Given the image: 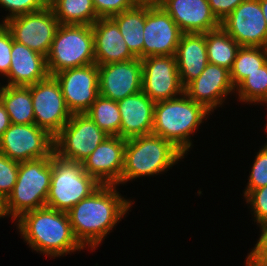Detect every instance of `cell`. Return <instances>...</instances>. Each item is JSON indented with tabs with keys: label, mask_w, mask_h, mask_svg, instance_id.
<instances>
[{
	"label": "cell",
	"mask_w": 267,
	"mask_h": 266,
	"mask_svg": "<svg viewBox=\"0 0 267 266\" xmlns=\"http://www.w3.org/2000/svg\"><path fill=\"white\" fill-rule=\"evenodd\" d=\"M126 139L109 136L82 162L85 172L101 185H119Z\"/></svg>",
	"instance_id": "17"
},
{
	"label": "cell",
	"mask_w": 267,
	"mask_h": 266,
	"mask_svg": "<svg viewBox=\"0 0 267 266\" xmlns=\"http://www.w3.org/2000/svg\"><path fill=\"white\" fill-rule=\"evenodd\" d=\"M99 18H111L135 7L131 0H93Z\"/></svg>",
	"instance_id": "35"
},
{
	"label": "cell",
	"mask_w": 267,
	"mask_h": 266,
	"mask_svg": "<svg viewBox=\"0 0 267 266\" xmlns=\"http://www.w3.org/2000/svg\"><path fill=\"white\" fill-rule=\"evenodd\" d=\"M50 76L95 63L94 35L90 25L60 24L46 57Z\"/></svg>",
	"instance_id": "7"
},
{
	"label": "cell",
	"mask_w": 267,
	"mask_h": 266,
	"mask_svg": "<svg viewBox=\"0 0 267 266\" xmlns=\"http://www.w3.org/2000/svg\"><path fill=\"white\" fill-rule=\"evenodd\" d=\"M212 13L221 23L239 4L245 0H207Z\"/></svg>",
	"instance_id": "38"
},
{
	"label": "cell",
	"mask_w": 267,
	"mask_h": 266,
	"mask_svg": "<svg viewBox=\"0 0 267 266\" xmlns=\"http://www.w3.org/2000/svg\"><path fill=\"white\" fill-rule=\"evenodd\" d=\"M1 97H2V87H0V104H1Z\"/></svg>",
	"instance_id": "42"
},
{
	"label": "cell",
	"mask_w": 267,
	"mask_h": 266,
	"mask_svg": "<svg viewBox=\"0 0 267 266\" xmlns=\"http://www.w3.org/2000/svg\"><path fill=\"white\" fill-rule=\"evenodd\" d=\"M184 156L161 136L148 134L126 139L120 183L164 172Z\"/></svg>",
	"instance_id": "5"
},
{
	"label": "cell",
	"mask_w": 267,
	"mask_h": 266,
	"mask_svg": "<svg viewBox=\"0 0 267 266\" xmlns=\"http://www.w3.org/2000/svg\"><path fill=\"white\" fill-rule=\"evenodd\" d=\"M259 2L267 25V0H259Z\"/></svg>",
	"instance_id": "41"
},
{
	"label": "cell",
	"mask_w": 267,
	"mask_h": 266,
	"mask_svg": "<svg viewBox=\"0 0 267 266\" xmlns=\"http://www.w3.org/2000/svg\"><path fill=\"white\" fill-rule=\"evenodd\" d=\"M17 220L28 245L47 256L59 257L84 248L73 233L67 212L45 206L24 213Z\"/></svg>",
	"instance_id": "2"
},
{
	"label": "cell",
	"mask_w": 267,
	"mask_h": 266,
	"mask_svg": "<svg viewBox=\"0 0 267 266\" xmlns=\"http://www.w3.org/2000/svg\"><path fill=\"white\" fill-rule=\"evenodd\" d=\"M49 6L63 25L92 26L99 19L93 0H50Z\"/></svg>",
	"instance_id": "26"
},
{
	"label": "cell",
	"mask_w": 267,
	"mask_h": 266,
	"mask_svg": "<svg viewBox=\"0 0 267 266\" xmlns=\"http://www.w3.org/2000/svg\"><path fill=\"white\" fill-rule=\"evenodd\" d=\"M51 176V157L20 162L13 190L0 204V218L11 215L17 220L26 212L45 207Z\"/></svg>",
	"instance_id": "3"
},
{
	"label": "cell",
	"mask_w": 267,
	"mask_h": 266,
	"mask_svg": "<svg viewBox=\"0 0 267 266\" xmlns=\"http://www.w3.org/2000/svg\"><path fill=\"white\" fill-rule=\"evenodd\" d=\"M230 71L224 67L210 64L204 71L185 88L184 93L196 103L212 111L224 102L230 92H234Z\"/></svg>",
	"instance_id": "18"
},
{
	"label": "cell",
	"mask_w": 267,
	"mask_h": 266,
	"mask_svg": "<svg viewBox=\"0 0 267 266\" xmlns=\"http://www.w3.org/2000/svg\"><path fill=\"white\" fill-rule=\"evenodd\" d=\"M0 153L19 163L51 157L54 137L36 124H11L0 138Z\"/></svg>",
	"instance_id": "9"
},
{
	"label": "cell",
	"mask_w": 267,
	"mask_h": 266,
	"mask_svg": "<svg viewBox=\"0 0 267 266\" xmlns=\"http://www.w3.org/2000/svg\"><path fill=\"white\" fill-rule=\"evenodd\" d=\"M14 41L47 57L60 25L50 6L11 18L3 23Z\"/></svg>",
	"instance_id": "11"
},
{
	"label": "cell",
	"mask_w": 267,
	"mask_h": 266,
	"mask_svg": "<svg viewBox=\"0 0 267 266\" xmlns=\"http://www.w3.org/2000/svg\"><path fill=\"white\" fill-rule=\"evenodd\" d=\"M245 199L252 206L256 222L259 225L267 222V186L250 191Z\"/></svg>",
	"instance_id": "34"
},
{
	"label": "cell",
	"mask_w": 267,
	"mask_h": 266,
	"mask_svg": "<svg viewBox=\"0 0 267 266\" xmlns=\"http://www.w3.org/2000/svg\"><path fill=\"white\" fill-rule=\"evenodd\" d=\"M1 103L11 124H34L30 86H2Z\"/></svg>",
	"instance_id": "25"
},
{
	"label": "cell",
	"mask_w": 267,
	"mask_h": 266,
	"mask_svg": "<svg viewBox=\"0 0 267 266\" xmlns=\"http://www.w3.org/2000/svg\"><path fill=\"white\" fill-rule=\"evenodd\" d=\"M34 110V124L55 137L70 120L59 82L54 76L30 85Z\"/></svg>",
	"instance_id": "10"
},
{
	"label": "cell",
	"mask_w": 267,
	"mask_h": 266,
	"mask_svg": "<svg viewBox=\"0 0 267 266\" xmlns=\"http://www.w3.org/2000/svg\"><path fill=\"white\" fill-rule=\"evenodd\" d=\"M249 182L244 192L246 196L250 191L267 186V145L263 146L262 149L256 155L252 170L249 176Z\"/></svg>",
	"instance_id": "32"
},
{
	"label": "cell",
	"mask_w": 267,
	"mask_h": 266,
	"mask_svg": "<svg viewBox=\"0 0 267 266\" xmlns=\"http://www.w3.org/2000/svg\"><path fill=\"white\" fill-rule=\"evenodd\" d=\"M260 228V238L248 254L246 266H267V222L261 224Z\"/></svg>",
	"instance_id": "36"
},
{
	"label": "cell",
	"mask_w": 267,
	"mask_h": 266,
	"mask_svg": "<svg viewBox=\"0 0 267 266\" xmlns=\"http://www.w3.org/2000/svg\"><path fill=\"white\" fill-rule=\"evenodd\" d=\"M99 95L119 101L142 91V62L135 58L98 65Z\"/></svg>",
	"instance_id": "16"
},
{
	"label": "cell",
	"mask_w": 267,
	"mask_h": 266,
	"mask_svg": "<svg viewBox=\"0 0 267 266\" xmlns=\"http://www.w3.org/2000/svg\"><path fill=\"white\" fill-rule=\"evenodd\" d=\"M163 0H131L138 7H160Z\"/></svg>",
	"instance_id": "40"
},
{
	"label": "cell",
	"mask_w": 267,
	"mask_h": 266,
	"mask_svg": "<svg viewBox=\"0 0 267 266\" xmlns=\"http://www.w3.org/2000/svg\"><path fill=\"white\" fill-rule=\"evenodd\" d=\"M240 47L221 26L206 33V49L210 64L230 71Z\"/></svg>",
	"instance_id": "27"
},
{
	"label": "cell",
	"mask_w": 267,
	"mask_h": 266,
	"mask_svg": "<svg viewBox=\"0 0 267 266\" xmlns=\"http://www.w3.org/2000/svg\"><path fill=\"white\" fill-rule=\"evenodd\" d=\"M142 62V91L155 103L184 93L175 55L149 56Z\"/></svg>",
	"instance_id": "12"
},
{
	"label": "cell",
	"mask_w": 267,
	"mask_h": 266,
	"mask_svg": "<svg viewBox=\"0 0 267 266\" xmlns=\"http://www.w3.org/2000/svg\"><path fill=\"white\" fill-rule=\"evenodd\" d=\"M121 125L119 137L124 139L152 134L155 102L143 91L117 101Z\"/></svg>",
	"instance_id": "20"
},
{
	"label": "cell",
	"mask_w": 267,
	"mask_h": 266,
	"mask_svg": "<svg viewBox=\"0 0 267 266\" xmlns=\"http://www.w3.org/2000/svg\"><path fill=\"white\" fill-rule=\"evenodd\" d=\"M52 176L46 206L68 212L82 199L90 196L101 184L88 175L80 162L51 155Z\"/></svg>",
	"instance_id": "6"
},
{
	"label": "cell",
	"mask_w": 267,
	"mask_h": 266,
	"mask_svg": "<svg viewBox=\"0 0 267 266\" xmlns=\"http://www.w3.org/2000/svg\"><path fill=\"white\" fill-rule=\"evenodd\" d=\"M94 55L97 65L123 62L137 58L129 49L112 18H99L92 26Z\"/></svg>",
	"instance_id": "21"
},
{
	"label": "cell",
	"mask_w": 267,
	"mask_h": 266,
	"mask_svg": "<svg viewBox=\"0 0 267 266\" xmlns=\"http://www.w3.org/2000/svg\"><path fill=\"white\" fill-rule=\"evenodd\" d=\"M115 188L101 185L67 212L73 233L83 247L96 249L132 206Z\"/></svg>",
	"instance_id": "1"
},
{
	"label": "cell",
	"mask_w": 267,
	"mask_h": 266,
	"mask_svg": "<svg viewBox=\"0 0 267 266\" xmlns=\"http://www.w3.org/2000/svg\"><path fill=\"white\" fill-rule=\"evenodd\" d=\"M175 58L180 81L185 88L204 71L209 63L206 33H183L176 49Z\"/></svg>",
	"instance_id": "23"
},
{
	"label": "cell",
	"mask_w": 267,
	"mask_h": 266,
	"mask_svg": "<svg viewBox=\"0 0 267 266\" xmlns=\"http://www.w3.org/2000/svg\"><path fill=\"white\" fill-rule=\"evenodd\" d=\"M266 62V47L241 46L237 51L232 69L230 70V77L234 88Z\"/></svg>",
	"instance_id": "28"
},
{
	"label": "cell",
	"mask_w": 267,
	"mask_h": 266,
	"mask_svg": "<svg viewBox=\"0 0 267 266\" xmlns=\"http://www.w3.org/2000/svg\"><path fill=\"white\" fill-rule=\"evenodd\" d=\"M107 137L109 135L87 114H72L54 137V153L63 159L82 163Z\"/></svg>",
	"instance_id": "8"
},
{
	"label": "cell",
	"mask_w": 267,
	"mask_h": 266,
	"mask_svg": "<svg viewBox=\"0 0 267 266\" xmlns=\"http://www.w3.org/2000/svg\"><path fill=\"white\" fill-rule=\"evenodd\" d=\"M49 5L50 0H0V6L10 12L2 24L11 18L40 11Z\"/></svg>",
	"instance_id": "33"
},
{
	"label": "cell",
	"mask_w": 267,
	"mask_h": 266,
	"mask_svg": "<svg viewBox=\"0 0 267 266\" xmlns=\"http://www.w3.org/2000/svg\"><path fill=\"white\" fill-rule=\"evenodd\" d=\"M161 7L182 33L205 34L221 26L207 0H163Z\"/></svg>",
	"instance_id": "19"
},
{
	"label": "cell",
	"mask_w": 267,
	"mask_h": 266,
	"mask_svg": "<svg viewBox=\"0 0 267 266\" xmlns=\"http://www.w3.org/2000/svg\"><path fill=\"white\" fill-rule=\"evenodd\" d=\"M11 125L10 117L2 103L0 104V138Z\"/></svg>",
	"instance_id": "39"
},
{
	"label": "cell",
	"mask_w": 267,
	"mask_h": 266,
	"mask_svg": "<svg viewBox=\"0 0 267 266\" xmlns=\"http://www.w3.org/2000/svg\"><path fill=\"white\" fill-rule=\"evenodd\" d=\"M59 82L66 105L72 114H83L99 96L96 63L68 68L53 75Z\"/></svg>",
	"instance_id": "13"
},
{
	"label": "cell",
	"mask_w": 267,
	"mask_h": 266,
	"mask_svg": "<svg viewBox=\"0 0 267 266\" xmlns=\"http://www.w3.org/2000/svg\"><path fill=\"white\" fill-rule=\"evenodd\" d=\"M240 101L267 103V62L249 74L237 87Z\"/></svg>",
	"instance_id": "30"
},
{
	"label": "cell",
	"mask_w": 267,
	"mask_h": 266,
	"mask_svg": "<svg viewBox=\"0 0 267 266\" xmlns=\"http://www.w3.org/2000/svg\"><path fill=\"white\" fill-rule=\"evenodd\" d=\"M143 58L175 55L182 31L160 7H145Z\"/></svg>",
	"instance_id": "15"
},
{
	"label": "cell",
	"mask_w": 267,
	"mask_h": 266,
	"mask_svg": "<svg viewBox=\"0 0 267 266\" xmlns=\"http://www.w3.org/2000/svg\"><path fill=\"white\" fill-rule=\"evenodd\" d=\"M221 27L240 45L267 48V25L259 0H245L222 22Z\"/></svg>",
	"instance_id": "14"
},
{
	"label": "cell",
	"mask_w": 267,
	"mask_h": 266,
	"mask_svg": "<svg viewBox=\"0 0 267 266\" xmlns=\"http://www.w3.org/2000/svg\"><path fill=\"white\" fill-rule=\"evenodd\" d=\"M85 114L109 136H119L121 116L117 101L99 95Z\"/></svg>",
	"instance_id": "29"
},
{
	"label": "cell",
	"mask_w": 267,
	"mask_h": 266,
	"mask_svg": "<svg viewBox=\"0 0 267 266\" xmlns=\"http://www.w3.org/2000/svg\"><path fill=\"white\" fill-rule=\"evenodd\" d=\"M209 113L185 93L179 98L156 102L152 134L170 141L185 155L192 145L190 135Z\"/></svg>",
	"instance_id": "4"
},
{
	"label": "cell",
	"mask_w": 267,
	"mask_h": 266,
	"mask_svg": "<svg viewBox=\"0 0 267 266\" xmlns=\"http://www.w3.org/2000/svg\"><path fill=\"white\" fill-rule=\"evenodd\" d=\"M19 162L0 153V204L12 192L17 181Z\"/></svg>",
	"instance_id": "31"
},
{
	"label": "cell",
	"mask_w": 267,
	"mask_h": 266,
	"mask_svg": "<svg viewBox=\"0 0 267 266\" xmlns=\"http://www.w3.org/2000/svg\"><path fill=\"white\" fill-rule=\"evenodd\" d=\"M12 35L4 24H0V73L7 75L11 65Z\"/></svg>",
	"instance_id": "37"
},
{
	"label": "cell",
	"mask_w": 267,
	"mask_h": 266,
	"mask_svg": "<svg viewBox=\"0 0 267 266\" xmlns=\"http://www.w3.org/2000/svg\"><path fill=\"white\" fill-rule=\"evenodd\" d=\"M111 18L117 23L128 49L137 58L143 59L145 7L135 6Z\"/></svg>",
	"instance_id": "24"
},
{
	"label": "cell",
	"mask_w": 267,
	"mask_h": 266,
	"mask_svg": "<svg viewBox=\"0 0 267 266\" xmlns=\"http://www.w3.org/2000/svg\"><path fill=\"white\" fill-rule=\"evenodd\" d=\"M49 76L46 57L12 38L8 86H30Z\"/></svg>",
	"instance_id": "22"
}]
</instances>
